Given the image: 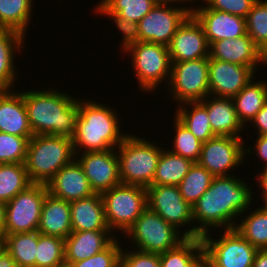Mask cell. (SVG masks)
Here are the masks:
<instances>
[{"label":"cell","mask_w":267,"mask_h":267,"mask_svg":"<svg viewBox=\"0 0 267 267\" xmlns=\"http://www.w3.org/2000/svg\"><path fill=\"white\" fill-rule=\"evenodd\" d=\"M33 0H0V29L26 34Z\"/></svg>","instance_id":"cell-32"},{"label":"cell","mask_w":267,"mask_h":267,"mask_svg":"<svg viewBox=\"0 0 267 267\" xmlns=\"http://www.w3.org/2000/svg\"><path fill=\"white\" fill-rule=\"evenodd\" d=\"M183 105H191L192 109L187 110ZM175 117L201 142L217 136L211 128L207 108L200 101L180 104Z\"/></svg>","instance_id":"cell-31"},{"label":"cell","mask_w":267,"mask_h":267,"mask_svg":"<svg viewBox=\"0 0 267 267\" xmlns=\"http://www.w3.org/2000/svg\"><path fill=\"white\" fill-rule=\"evenodd\" d=\"M207 267H253L258 251L236 229H225L220 239L208 233L201 236Z\"/></svg>","instance_id":"cell-9"},{"label":"cell","mask_w":267,"mask_h":267,"mask_svg":"<svg viewBox=\"0 0 267 267\" xmlns=\"http://www.w3.org/2000/svg\"><path fill=\"white\" fill-rule=\"evenodd\" d=\"M255 150L259 158L265 162V167L262 171L267 170V134L259 135L254 145Z\"/></svg>","instance_id":"cell-46"},{"label":"cell","mask_w":267,"mask_h":267,"mask_svg":"<svg viewBox=\"0 0 267 267\" xmlns=\"http://www.w3.org/2000/svg\"><path fill=\"white\" fill-rule=\"evenodd\" d=\"M96 11L95 13L99 11L100 14H105L106 16H110L116 26L118 27L119 31L123 33V41H122V50H126L129 46L136 44L139 42V26L138 22L134 21H128L126 19H123L116 14H111L109 13L101 4H98L96 6Z\"/></svg>","instance_id":"cell-42"},{"label":"cell","mask_w":267,"mask_h":267,"mask_svg":"<svg viewBox=\"0 0 267 267\" xmlns=\"http://www.w3.org/2000/svg\"><path fill=\"white\" fill-rule=\"evenodd\" d=\"M174 127L176 136L174 137V148L171 152L197 163L201 154L202 143L189 129L176 117Z\"/></svg>","instance_id":"cell-39"},{"label":"cell","mask_w":267,"mask_h":267,"mask_svg":"<svg viewBox=\"0 0 267 267\" xmlns=\"http://www.w3.org/2000/svg\"><path fill=\"white\" fill-rule=\"evenodd\" d=\"M122 248L114 239L105 249L85 260L71 263L68 267H120Z\"/></svg>","instance_id":"cell-41"},{"label":"cell","mask_w":267,"mask_h":267,"mask_svg":"<svg viewBox=\"0 0 267 267\" xmlns=\"http://www.w3.org/2000/svg\"><path fill=\"white\" fill-rule=\"evenodd\" d=\"M37 231L65 240L72 233L70 202L57 198L48 192L42 204Z\"/></svg>","instance_id":"cell-23"},{"label":"cell","mask_w":267,"mask_h":267,"mask_svg":"<svg viewBox=\"0 0 267 267\" xmlns=\"http://www.w3.org/2000/svg\"><path fill=\"white\" fill-rule=\"evenodd\" d=\"M46 186L51 195L68 202L95 194L76 158L62 167Z\"/></svg>","instance_id":"cell-20"},{"label":"cell","mask_w":267,"mask_h":267,"mask_svg":"<svg viewBox=\"0 0 267 267\" xmlns=\"http://www.w3.org/2000/svg\"><path fill=\"white\" fill-rule=\"evenodd\" d=\"M236 114L243 126L250 122L267 102V82L252 80L233 98Z\"/></svg>","instance_id":"cell-28"},{"label":"cell","mask_w":267,"mask_h":267,"mask_svg":"<svg viewBox=\"0 0 267 267\" xmlns=\"http://www.w3.org/2000/svg\"><path fill=\"white\" fill-rule=\"evenodd\" d=\"M23 98L33 135L72 138L79 115V100L58 90H28Z\"/></svg>","instance_id":"cell-2"},{"label":"cell","mask_w":267,"mask_h":267,"mask_svg":"<svg viewBox=\"0 0 267 267\" xmlns=\"http://www.w3.org/2000/svg\"><path fill=\"white\" fill-rule=\"evenodd\" d=\"M32 137L0 132V164L25 163L28 141Z\"/></svg>","instance_id":"cell-40"},{"label":"cell","mask_w":267,"mask_h":267,"mask_svg":"<svg viewBox=\"0 0 267 267\" xmlns=\"http://www.w3.org/2000/svg\"><path fill=\"white\" fill-rule=\"evenodd\" d=\"M111 232V230L72 232L65 239V265L68 267L71 263L90 258L105 249L115 239Z\"/></svg>","instance_id":"cell-22"},{"label":"cell","mask_w":267,"mask_h":267,"mask_svg":"<svg viewBox=\"0 0 267 267\" xmlns=\"http://www.w3.org/2000/svg\"><path fill=\"white\" fill-rule=\"evenodd\" d=\"M209 9L246 18L257 0H203Z\"/></svg>","instance_id":"cell-43"},{"label":"cell","mask_w":267,"mask_h":267,"mask_svg":"<svg viewBox=\"0 0 267 267\" xmlns=\"http://www.w3.org/2000/svg\"><path fill=\"white\" fill-rule=\"evenodd\" d=\"M2 243L18 267H35L38 231L4 235Z\"/></svg>","instance_id":"cell-30"},{"label":"cell","mask_w":267,"mask_h":267,"mask_svg":"<svg viewBox=\"0 0 267 267\" xmlns=\"http://www.w3.org/2000/svg\"><path fill=\"white\" fill-rule=\"evenodd\" d=\"M0 132L17 136H33L27 116L23 92L0 90Z\"/></svg>","instance_id":"cell-21"},{"label":"cell","mask_w":267,"mask_h":267,"mask_svg":"<svg viewBox=\"0 0 267 267\" xmlns=\"http://www.w3.org/2000/svg\"><path fill=\"white\" fill-rule=\"evenodd\" d=\"M241 138L217 135L203 142L197 163L214 177L232 176L231 169L240 165L246 153H252L251 148H244Z\"/></svg>","instance_id":"cell-13"},{"label":"cell","mask_w":267,"mask_h":267,"mask_svg":"<svg viewBox=\"0 0 267 267\" xmlns=\"http://www.w3.org/2000/svg\"><path fill=\"white\" fill-rule=\"evenodd\" d=\"M116 150L85 152L76 160L81 165L95 194H102L121 184Z\"/></svg>","instance_id":"cell-15"},{"label":"cell","mask_w":267,"mask_h":267,"mask_svg":"<svg viewBox=\"0 0 267 267\" xmlns=\"http://www.w3.org/2000/svg\"><path fill=\"white\" fill-rule=\"evenodd\" d=\"M72 232L110 230L101 194L70 202Z\"/></svg>","instance_id":"cell-24"},{"label":"cell","mask_w":267,"mask_h":267,"mask_svg":"<svg viewBox=\"0 0 267 267\" xmlns=\"http://www.w3.org/2000/svg\"><path fill=\"white\" fill-rule=\"evenodd\" d=\"M178 0H159L158 3L138 22L139 41L168 46L177 29L191 14V7L169 6ZM168 6V7H167Z\"/></svg>","instance_id":"cell-12"},{"label":"cell","mask_w":267,"mask_h":267,"mask_svg":"<svg viewBox=\"0 0 267 267\" xmlns=\"http://www.w3.org/2000/svg\"><path fill=\"white\" fill-rule=\"evenodd\" d=\"M250 122L254 123L255 129H258L257 134H267V102Z\"/></svg>","instance_id":"cell-45"},{"label":"cell","mask_w":267,"mask_h":267,"mask_svg":"<svg viewBox=\"0 0 267 267\" xmlns=\"http://www.w3.org/2000/svg\"><path fill=\"white\" fill-rule=\"evenodd\" d=\"M117 150L121 183L150 186L162 149L149 140L128 134Z\"/></svg>","instance_id":"cell-5"},{"label":"cell","mask_w":267,"mask_h":267,"mask_svg":"<svg viewBox=\"0 0 267 267\" xmlns=\"http://www.w3.org/2000/svg\"><path fill=\"white\" fill-rule=\"evenodd\" d=\"M25 36L10 29H0V90H9L15 83L17 70L15 64V50L20 52Z\"/></svg>","instance_id":"cell-27"},{"label":"cell","mask_w":267,"mask_h":267,"mask_svg":"<svg viewBox=\"0 0 267 267\" xmlns=\"http://www.w3.org/2000/svg\"><path fill=\"white\" fill-rule=\"evenodd\" d=\"M148 207L175 228L194 222L193 208L180 194L178 186H148Z\"/></svg>","instance_id":"cell-14"},{"label":"cell","mask_w":267,"mask_h":267,"mask_svg":"<svg viewBox=\"0 0 267 267\" xmlns=\"http://www.w3.org/2000/svg\"><path fill=\"white\" fill-rule=\"evenodd\" d=\"M214 176L198 163H193L179 183L180 194L192 207L210 187Z\"/></svg>","instance_id":"cell-35"},{"label":"cell","mask_w":267,"mask_h":267,"mask_svg":"<svg viewBox=\"0 0 267 267\" xmlns=\"http://www.w3.org/2000/svg\"><path fill=\"white\" fill-rule=\"evenodd\" d=\"M159 257L161 267H207L201 238L186 237L177 247Z\"/></svg>","instance_id":"cell-26"},{"label":"cell","mask_w":267,"mask_h":267,"mask_svg":"<svg viewBox=\"0 0 267 267\" xmlns=\"http://www.w3.org/2000/svg\"><path fill=\"white\" fill-rule=\"evenodd\" d=\"M0 267H18L15 260L3 247L0 249Z\"/></svg>","instance_id":"cell-47"},{"label":"cell","mask_w":267,"mask_h":267,"mask_svg":"<svg viewBox=\"0 0 267 267\" xmlns=\"http://www.w3.org/2000/svg\"><path fill=\"white\" fill-rule=\"evenodd\" d=\"M126 50L131 54V62L142 91L152 92L162 80H170L171 60L168 46L139 41Z\"/></svg>","instance_id":"cell-8"},{"label":"cell","mask_w":267,"mask_h":267,"mask_svg":"<svg viewBox=\"0 0 267 267\" xmlns=\"http://www.w3.org/2000/svg\"><path fill=\"white\" fill-rule=\"evenodd\" d=\"M65 240L38 232L35 267H64Z\"/></svg>","instance_id":"cell-36"},{"label":"cell","mask_w":267,"mask_h":267,"mask_svg":"<svg viewBox=\"0 0 267 267\" xmlns=\"http://www.w3.org/2000/svg\"><path fill=\"white\" fill-rule=\"evenodd\" d=\"M194 162L171 151L162 150L153 182L150 186H178Z\"/></svg>","instance_id":"cell-29"},{"label":"cell","mask_w":267,"mask_h":267,"mask_svg":"<svg viewBox=\"0 0 267 267\" xmlns=\"http://www.w3.org/2000/svg\"><path fill=\"white\" fill-rule=\"evenodd\" d=\"M209 95L233 98L251 80L254 71L251 67L220 61L208 57Z\"/></svg>","instance_id":"cell-17"},{"label":"cell","mask_w":267,"mask_h":267,"mask_svg":"<svg viewBox=\"0 0 267 267\" xmlns=\"http://www.w3.org/2000/svg\"><path fill=\"white\" fill-rule=\"evenodd\" d=\"M170 90L178 103L202 101L209 96L208 57L171 62Z\"/></svg>","instance_id":"cell-10"},{"label":"cell","mask_w":267,"mask_h":267,"mask_svg":"<svg viewBox=\"0 0 267 267\" xmlns=\"http://www.w3.org/2000/svg\"><path fill=\"white\" fill-rule=\"evenodd\" d=\"M191 14L203 28L209 45L222 39H235L245 35L246 18L224 11L209 9L207 6L192 8Z\"/></svg>","instance_id":"cell-18"},{"label":"cell","mask_w":267,"mask_h":267,"mask_svg":"<svg viewBox=\"0 0 267 267\" xmlns=\"http://www.w3.org/2000/svg\"><path fill=\"white\" fill-rule=\"evenodd\" d=\"M3 247L2 239H0V249Z\"/></svg>","instance_id":"cell-52"},{"label":"cell","mask_w":267,"mask_h":267,"mask_svg":"<svg viewBox=\"0 0 267 267\" xmlns=\"http://www.w3.org/2000/svg\"><path fill=\"white\" fill-rule=\"evenodd\" d=\"M210 57L224 62L251 67L257 71L256 64H267V57L246 33L235 39H222L210 45Z\"/></svg>","instance_id":"cell-19"},{"label":"cell","mask_w":267,"mask_h":267,"mask_svg":"<svg viewBox=\"0 0 267 267\" xmlns=\"http://www.w3.org/2000/svg\"><path fill=\"white\" fill-rule=\"evenodd\" d=\"M248 186L233 174L214 177L210 187L192 207L194 223L197 221L199 225L185 230L183 235L201 238L214 226L234 229L237 224L233 221L235 216L246 212L253 200V192Z\"/></svg>","instance_id":"cell-1"},{"label":"cell","mask_w":267,"mask_h":267,"mask_svg":"<svg viewBox=\"0 0 267 267\" xmlns=\"http://www.w3.org/2000/svg\"><path fill=\"white\" fill-rule=\"evenodd\" d=\"M74 159L72 138L33 135L28 141L25 166L32 183L47 184L62 167Z\"/></svg>","instance_id":"cell-4"},{"label":"cell","mask_w":267,"mask_h":267,"mask_svg":"<svg viewBox=\"0 0 267 267\" xmlns=\"http://www.w3.org/2000/svg\"><path fill=\"white\" fill-rule=\"evenodd\" d=\"M46 184L32 183L6 203L5 235L37 231Z\"/></svg>","instance_id":"cell-11"},{"label":"cell","mask_w":267,"mask_h":267,"mask_svg":"<svg viewBox=\"0 0 267 267\" xmlns=\"http://www.w3.org/2000/svg\"><path fill=\"white\" fill-rule=\"evenodd\" d=\"M101 196L111 231L118 229L125 234L148 207L147 189L139 185L121 183Z\"/></svg>","instance_id":"cell-6"},{"label":"cell","mask_w":267,"mask_h":267,"mask_svg":"<svg viewBox=\"0 0 267 267\" xmlns=\"http://www.w3.org/2000/svg\"><path fill=\"white\" fill-rule=\"evenodd\" d=\"M104 105L89 100L79 101V115L72 137L75 157L82 148L83 153L117 149L128 135L121 134L117 113Z\"/></svg>","instance_id":"cell-3"},{"label":"cell","mask_w":267,"mask_h":267,"mask_svg":"<svg viewBox=\"0 0 267 267\" xmlns=\"http://www.w3.org/2000/svg\"><path fill=\"white\" fill-rule=\"evenodd\" d=\"M253 267H267V249H258Z\"/></svg>","instance_id":"cell-48"},{"label":"cell","mask_w":267,"mask_h":267,"mask_svg":"<svg viewBox=\"0 0 267 267\" xmlns=\"http://www.w3.org/2000/svg\"><path fill=\"white\" fill-rule=\"evenodd\" d=\"M236 224L237 232L257 249H267V209L262 205Z\"/></svg>","instance_id":"cell-34"},{"label":"cell","mask_w":267,"mask_h":267,"mask_svg":"<svg viewBox=\"0 0 267 267\" xmlns=\"http://www.w3.org/2000/svg\"><path fill=\"white\" fill-rule=\"evenodd\" d=\"M246 32L267 57V0H257L246 17Z\"/></svg>","instance_id":"cell-37"},{"label":"cell","mask_w":267,"mask_h":267,"mask_svg":"<svg viewBox=\"0 0 267 267\" xmlns=\"http://www.w3.org/2000/svg\"><path fill=\"white\" fill-rule=\"evenodd\" d=\"M257 179L259 180V185L258 186H261V189L263 192L262 193V196H263V201H264V205H267V170L266 171H263V173H259V175L257 176Z\"/></svg>","instance_id":"cell-49"},{"label":"cell","mask_w":267,"mask_h":267,"mask_svg":"<svg viewBox=\"0 0 267 267\" xmlns=\"http://www.w3.org/2000/svg\"><path fill=\"white\" fill-rule=\"evenodd\" d=\"M171 62L196 60L210 56V45L203 28L190 14L175 32L168 45Z\"/></svg>","instance_id":"cell-16"},{"label":"cell","mask_w":267,"mask_h":267,"mask_svg":"<svg viewBox=\"0 0 267 267\" xmlns=\"http://www.w3.org/2000/svg\"><path fill=\"white\" fill-rule=\"evenodd\" d=\"M31 184L25 163L0 164V201L9 202Z\"/></svg>","instance_id":"cell-33"},{"label":"cell","mask_w":267,"mask_h":267,"mask_svg":"<svg viewBox=\"0 0 267 267\" xmlns=\"http://www.w3.org/2000/svg\"><path fill=\"white\" fill-rule=\"evenodd\" d=\"M6 203L0 201V239L5 235Z\"/></svg>","instance_id":"cell-50"},{"label":"cell","mask_w":267,"mask_h":267,"mask_svg":"<svg viewBox=\"0 0 267 267\" xmlns=\"http://www.w3.org/2000/svg\"><path fill=\"white\" fill-rule=\"evenodd\" d=\"M121 252V267H161L159 254L141 251Z\"/></svg>","instance_id":"cell-44"},{"label":"cell","mask_w":267,"mask_h":267,"mask_svg":"<svg viewBox=\"0 0 267 267\" xmlns=\"http://www.w3.org/2000/svg\"><path fill=\"white\" fill-rule=\"evenodd\" d=\"M179 231L147 207L125 234L131 236L138 251L160 255L185 240Z\"/></svg>","instance_id":"cell-7"},{"label":"cell","mask_w":267,"mask_h":267,"mask_svg":"<svg viewBox=\"0 0 267 267\" xmlns=\"http://www.w3.org/2000/svg\"><path fill=\"white\" fill-rule=\"evenodd\" d=\"M211 98L208 100L206 97L200 102L207 108L213 132L219 136L241 137L238 133L244 126L237 117L232 98L216 96Z\"/></svg>","instance_id":"cell-25"},{"label":"cell","mask_w":267,"mask_h":267,"mask_svg":"<svg viewBox=\"0 0 267 267\" xmlns=\"http://www.w3.org/2000/svg\"><path fill=\"white\" fill-rule=\"evenodd\" d=\"M159 0H101L100 4L111 14L128 21L139 22Z\"/></svg>","instance_id":"cell-38"},{"label":"cell","mask_w":267,"mask_h":267,"mask_svg":"<svg viewBox=\"0 0 267 267\" xmlns=\"http://www.w3.org/2000/svg\"><path fill=\"white\" fill-rule=\"evenodd\" d=\"M178 1H181L182 3H184V2H185V3H186V2L188 3V1L190 2L191 0H178ZM183 1H184V2H183ZM192 1H194V0H192Z\"/></svg>","instance_id":"cell-51"}]
</instances>
